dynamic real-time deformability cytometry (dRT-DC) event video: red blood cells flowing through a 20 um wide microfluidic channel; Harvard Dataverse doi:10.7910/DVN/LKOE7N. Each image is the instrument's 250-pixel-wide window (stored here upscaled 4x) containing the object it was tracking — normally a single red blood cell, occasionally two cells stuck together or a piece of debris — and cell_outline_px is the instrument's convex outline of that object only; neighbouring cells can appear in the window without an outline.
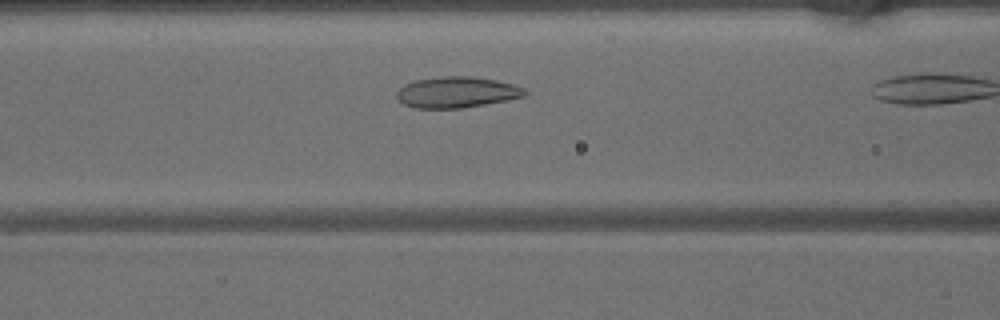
{"species": "common noctule bat (a hibernating species)", "species_latin": "Nyctalus noctula", "temperature_condition": "warm", "stored_images_in_passage": 9, "camera_frame_rate_fps": 3000, "um_per_image_px": 0.085, "animal": {"sex": "male", "body_mass_g": 15.6}, "frame": {"image": 1, "passage_image": 8, "time_ms": 2.333, "image_size_px": [1000, 320], "cell_outline_px": [[528, 92], [524, 96], [484, 104], [460, 108], [416, 108], [404, 104], [396, 96], [396, 92], [404, 84], [416, 80], [440, 76], [472, 76], [496, 80], [512, 84], [524, 88]], "centroid_in_image_um": [38.8, 7.83], "position_along_channel_um": 127.8, "area_um2": 22.95}}